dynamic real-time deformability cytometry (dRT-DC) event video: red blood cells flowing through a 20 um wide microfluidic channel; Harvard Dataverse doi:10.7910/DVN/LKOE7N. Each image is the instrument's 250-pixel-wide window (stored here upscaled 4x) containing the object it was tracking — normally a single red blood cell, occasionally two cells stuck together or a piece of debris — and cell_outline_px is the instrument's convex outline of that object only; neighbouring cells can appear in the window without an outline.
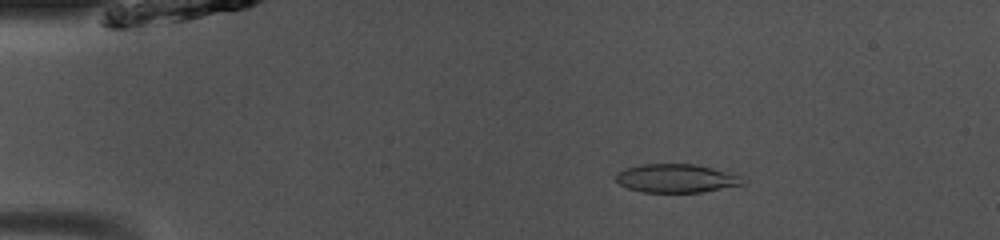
{"species": "common noctule bat (a hibernating species)", "species_latin": "Nyctalus noctula", "temperature_condition": "room temperature", "stored_images_in_passage": 43, "camera_frame_rate_fps": 3000, "um_per_image_px": 0.085, "animal": {"sex": "male", "body_mass_g": 13.0, "forearm_length_mm": 53.1}, "frame": {"image": 1, "passage_image": 3, "time_ms": 0.667, "image_size_px": [1000, 240], "cell_outline_px": [[748, 180], [744, 184], [700, 192], [644, 192], [628, 188], [620, 184], [616, 180], [616, 172], [624, 168], [640, 164], [696, 164], [744, 172], [748, 176]], "centroid_in_image_um": [57.67, 15.13], "position_along_channel_um": 27.3, "area_um2": 22.02}}
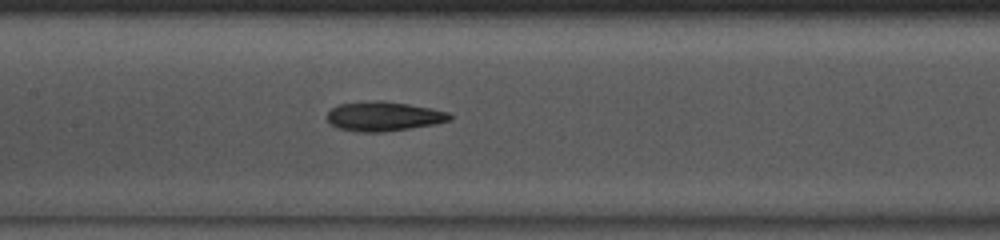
{"frame": {"image": 2, "passage_image": 18, "time_ms": 5.667, "image_size_px": [1000, 240], "cell_outline_px": [[452, 120], [436, 124], [384, 132], [356, 132], [336, 128], [328, 120], [328, 112], [332, 108], [340, 104], [376, 100], [384, 100], [432, 108], [448, 112], [452, 116]], "centroid_in_image_um": [32.64, 9.89], "position_along_channel_um": 174.8, "area_um2": 21.15}}
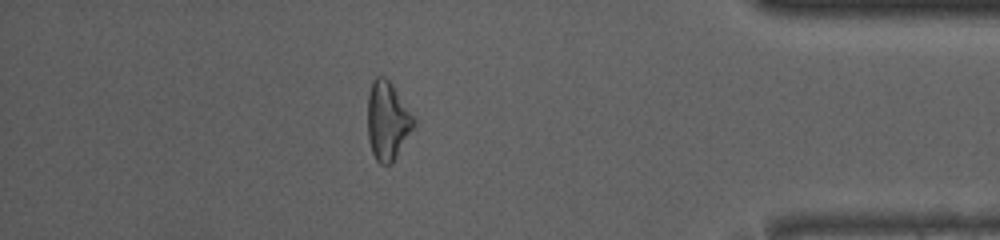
{"frame": {"image": 3, "passage_image": 37, "time_ms": 12.0, "image_size_px": [1000, 240], "cell_outline_px": [[416, 124], [392, 164], [380, 164], [376, 160], [372, 152], [368, 140], [368, 92], [372, 80], [376, 76], [384, 76], [392, 84], [416, 116]], "centroid_in_image_um": [32.96, 10.25], "position_along_channel_um": 402.2, "area_um2": 21.5}, "authors_computed_cell_mechanics": {"area_um2": 21.0392, "velocity_mm_per_s": 4.1101, "shape_relaxation_time_tau1_ms": 2.9785, "shape_relaxation_time_tau2_ms": 3.0678, "deformation_change_tau1": 0.1278, "deformation_change_tau2": 0.1387}}